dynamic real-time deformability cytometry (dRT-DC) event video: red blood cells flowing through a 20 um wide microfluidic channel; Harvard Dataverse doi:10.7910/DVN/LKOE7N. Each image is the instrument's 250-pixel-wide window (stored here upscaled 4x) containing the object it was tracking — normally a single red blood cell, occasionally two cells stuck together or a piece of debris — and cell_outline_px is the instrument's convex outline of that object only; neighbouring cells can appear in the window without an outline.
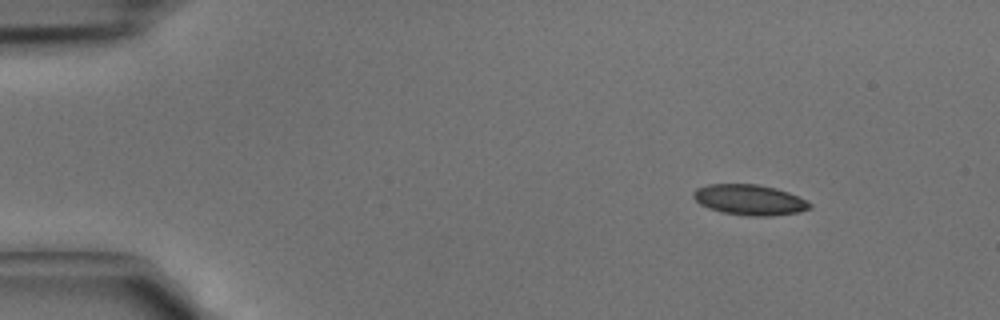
{"species": "common noctule bat (a hibernating species)", "species_latin": "Nyctalus noctula", "temperature_condition": "cold", "stored_images_in_passage": 3, "camera_frame_rate_fps": 3000, "um_per_image_px": 0.085, "animal": {"sex": "male", "body_mass_g": 15.6}, "frame": {"image": 1, "passage_image": 1, "time_ms": 0.0, "image_size_px": [1000, 320], "cell_outline_px": [[812, 208], [796, 212], [772, 216], [748, 216], [724, 212], [708, 208], [700, 204], [692, 196], [692, 192], [696, 188], [708, 184], [756, 184], [776, 188], [788, 192], [812, 204]], "centroid_in_image_um": [63.68, 16.98], "position_along_channel_um": 21.3, "area_um2": 20.58}}
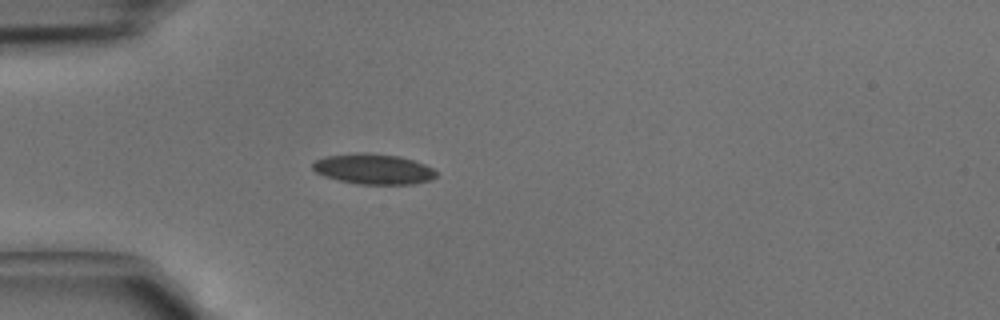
{"frame": {"image": 2, "passage_image": 3, "time_ms": 0.667, "image_size_px": [1000, 320], "cell_outline_px": [[436, 176], [432, 180], [412, 184], [356, 184], [324, 176], [316, 172], [312, 168], [312, 164], [316, 160], [324, 156], [356, 152], [364, 152], [400, 156], [424, 164], [432, 168], [436, 172]], "centroid_in_image_um": [31.73, 14.36], "position_along_channel_um": 53.3, "area_um2": 21.96}}